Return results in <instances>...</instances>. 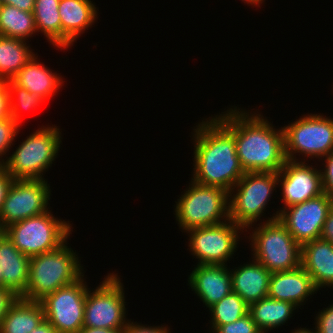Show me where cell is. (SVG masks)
<instances>
[{
	"label": "cell",
	"instance_id": "obj_32",
	"mask_svg": "<svg viewBox=\"0 0 333 333\" xmlns=\"http://www.w3.org/2000/svg\"><path fill=\"white\" fill-rule=\"evenodd\" d=\"M316 315L313 325L317 333H333V303L322 310L319 309Z\"/></svg>",
	"mask_w": 333,
	"mask_h": 333
},
{
	"label": "cell",
	"instance_id": "obj_41",
	"mask_svg": "<svg viewBox=\"0 0 333 333\" xmlns=\"http://www.w3.org/2000/svg\"><path fill=\"white\" fill-rule=\"evenodd\" d=\"M31 333H58L56 329L47 321L44 320L41 325L34 329Z\"/></svg>",
	"mask_w": 333,
	"mask_h": 333
},
{
	"label": "cell",
	"instance_id": "obj_33",
	"mask_svg": "<svg viewBox=\"0 0 333 333\" xmlns=\"http://www.w3.org/2000/svg\"><path fill=\"white\" fill-rule=\"evenodd\" d=\"M322 160L325 162L322 163L323 166L322 169H320L323 191L330 197H333V151L322 158L321 161Z\"/></svg>",
	"mask_w": 333,
	"mask_h": 333
},
{
	"label": "cell",
	"instance_id": "obj_30",
	"mask_svg": "<svg viewBox=\"0 0 333 333\" xmlns=\"http://www.w3.org/2000/svg\"><path fill=\"white\" fill-rule=\"evenodd\" d=\"M20 128L22 127L12 117L0 121V166L4 164L6 155L10 153L9 150L14 146Z\"/></svg>",
	"mask_w": 333,
	"mask_h": 333
},
{
	"label": "cell",
	"instance_id": "obj_21",
	"mask_svg": "<svg viewBox=\"0 0 333 333\" xmlns=\"http://www.w3.org/2000/svg\"><path fill=\"white\" fill-rule=\"evenodd\" d=\"M301 266L311 276L318 290L333 289V244L315 239L301 245Z\"/></svg>",
	"mask_w": 333,
	"mask_h": 333
},
{
	"label": "cell",
	"instance_id": "obj_14",
	"mask_svg": "<svg viewBox=\"0 0 333 333\" xmlns=\"http://www.w3.org/2000/svg\"><path fill=\"white\" fill-rule=\"evenodd\" d=\"M333 208V197L325 192L302 203L283 208L278 220L300 245L320 239L328 212Z\"/></svg>",
	"mask_w": 333,
	"mask_h": 333
},
{
	"label": "cell",
	"instance_id": "obj_42",
	"mask_svg": "<svg viewBox=\"0 0 333 333\" xmlns=\"http://www.w3.org/2000/svg\"><path fill=\"white\" fill-rule=\"evenodd\" d=\"M291 333H317V331H316V329L314 328H306V327H304V328H296V329H294V330H292L291 331Z\"/></svg>",
	"mask_w": 333,
	"mask_h": 333
},
{
	"label": "cell",
	"instance_id": "obj_10",
	"mask_svg": "<svg viewBox=\"0 0 333 333\" xmlns=\"http://www.w3.org/2000/svg\"><path fill=\"white\" fill-rule=\"evenodd\" d=\"M93 290L88 288L83 326L124 329L127 319L124 285L118 273H108Z\"/></svg>",
	"mask_w": 333,
	"mask_h": 333
},
{
	"label": "cell",
	"instance_id": "obj_31",
	"mask_svg": "<svg viewBox=\"0 0 333 333\" xmlns=\"http://www.w3.org/2000/svg\"><path fill=\"white\" fill-rule=\"evenodd\" d=\"M213 333H262V331L247 313L233 323L220 325Z\"/></svg>",
	"mask_w": 333,
	"mask_h": 333
},
{
	"label": "cell",
	"instance_id": "obj_16",
	"mask_svg": "<svg viewBox=\"0 0 333 333\" xmlns=\"http://www.w3.org/2000/svg\"><path fill=\"white\" fill-rule=\"evenodd\" d=\"M188 275L187 285L205 304L206 309L219 302L232 291L231 272L228 265H194Z\"/></svg>",
	"mask_w": 333,
	"mask_h": 333
},
{
	"label": "cell",
	"instance_id": "obj_9",
	"mask_svg": "<svg viewBox=\"0 0 333 333\" xmlns=\"http://www.w3.org/2000/svg\"><path fill=\"white\" fill-rule=\"evenodd\" d=\"M282 128L287 160L308 162L309 158V161L316 158L320 161L333 151V118L330 116L304 114Z\"/></svg>",
	"mask_w": 333,
	"mask_h": 333
},
{
	"label": "cell",
	"instance_id": "obj_34",
	"mask_svg": "<svg viewBox=\"0 0 333 333\" xmlns=\"http://www.w3.org/2000/svg\"><path fill=\"white\" fill-rule=\"evenodd\" d=\"M129 320L127 325L124 328V333H171L170 327L168 325H157V326H150L148 324L138 323L137 321L134 322ZM148 325V326H147Z\"/></svg>",
	"mask_w": 333,
	"mask_h": 333
},
{
	"label": "cell",
	"instance_id": "obj_7",
	"mask_svg": "<svg viewBox=\"0 0 333 333\" xmlns=\"http://www.w3.org/2000/svg\"><path fill=\"white\" fill-rule=\"evenodd\" d=\"M278 172H245L229 191V218L243 230L256 225L277 192Z\"/></svg>",
	"mask_w": 333,
	"mask_h": 333
},
{
	"label": "cell",
	"instance_id": "obj_45",
	"mask_svg": "<svg viewBox=\"0 0 333 333\" xmlns=\"http://www.w3.org/2000/svg\"><path fill=\"white\" fill-rule=\"evenodd\" d=\"M4 233V229L0 226V237Z\"/></svg>",
	"mask_w": 333,
	"mask_h": 333
},
{
	"label": "cell",
	"instance_id": "obj_5",
	"mask_svg": "<svg viewBox=\"0 0 333 333\" xmlns=\"http://www.w3.org/2000/svg\"><path fill=\"white\" fill-rule=\"evenodd\" d=\"M51 125L42 124L8 154L2 166L13 179H45L62 145V131Z\"/></svg>",
	"mask_w": 333,
	"mask_h": 333
},
{
	"label": "cell",
	"instance_id": "obj_29",
	"mask_svg": "<svg viewBox=\"0 0 333 333\" xmlns=\"http://www.w3.org/2000/svg\"><path fill=\"white\" fill-rule=\"evenodd\" d=\"M6 86L9 93L10 117L21 126L24 120L23 112L38 109L43 103H46L40 96L30 93L27 89L19 87L12 80H6Z\"/></svg>",
	"mask_w": 333,
	"mask_h": 333
},
{
	"label": "cell",
	"instance_id": "obj_3",
	"mask_svg": "<svg viewBox=\"0 0 333 333\" xmlns=\"http://www.w3.org/2000/svg\"><path fill=\"white\" fill-rule=\"evenodd\" d=\"M68 240L59 248L30 257L28 285L21 296L40 301L59 288L79 280L85 273L79 253L67 246Z\"/></svg>",
	"mask_w": 333,
	"mask_h": 333
},
{
	"label": "cell",
	"instance_id": "obj_23",
	"mask_svg": "<svg viewBox=\"0 0 333 333\" xmlns=\"http://www.w3.org/2000/svg\"><path fill=\"white\" fill-rule=\"evenodd\" d=\"M45 320L39 301L18 297L2 319L0 333H31Z\"/></svg>",
	"mask_w": 333,
	"mask_h": 333
},
{
	"label": "cell",
	"instance_id": "obj_4",
	"mask_svg": "<svg viewBox=\"0 0 333 333\" xmlns=\"http://www.w3.org/2000/svg\"><path fill=\"white\" fill-rule=\"evenodd\" d=\"M272 217L263 219L254 227L245 230L250 248L251 257L264 265L271 273L290 271L301 266V245L298 244L288 232L286 227L278 220L279 212L275 211ZM265 221V222H264Z\"/></svg>",
	"mask_w": 333,
	"mask_h": 333
},
{
	"label": "cell",
	"instance_id": "obj_20",
	"mask_svg": "<svg viewBox=\"0 0 333 333\" xmlns=\"http://www.w3.org/2000/svg\"><path fill=\"white\" fill-rule=\"evenodd\" d=\"M38 56L36 53L11 80L19 87L48 101L58 93L65 80L63 81L62 75L40 62Z\"/></svg>",
	"mask_w": 333,
	"mask_h": 333
},
{
	"label": "cell",
	"instance_id": "obj_44",
	"mask_svg": "<svg viewBox=\"0 0 333 333\" xmlns=\"http://www.w3.org/2000/svg\"><path fill=\"white\" fill-rule=\"evenodd\" d=\"M0 288H3L2 267L0 266Z\"/></svg>",
	"mask_w": 333,
	"mask_h": 333
},
{
	"label": "cell",
	"instance_id": "obj_1",
	"mask_svg": "<svg viewBox=\"0 0 333 333\" xmlns=\"http://www.w3.org/2000/svg\"><path fill=\"white\" fill-rule=\"evenodd\" d=\"M194 126L191 179L230 191L245 174L236 153L233 125L219 112Z\"/></svg>",
	"mask_w": 333,
	"mask_h": 333
},
{
	"label": "cell",
	"instance_id": "obj_43",
	"mask_svg": "<svg viewBox=\"0 0 333 333\" xmlns=\"http://www.w3.org/2000/svg\"><path fill=\"white\" fill-rule=\"evenodd\" d=\"M245 4H248L249 6L252 5V7H261L260 5L263 4L265 0H241Z\"/></svg>",
	"mask_w": 333,
	"mask_h": 333
},
{
	"label": "cell",
	"instance_id": "obj_37",
	"mask_svg": "<svg viewBox=\"0 0 333 333\" xmlns=\"http://www.w3.org/2000/svg\"><path fill=\"white\" fill-rule=\"evenodd\" d=\"M12 181L13 178L0 166V210Z\"/></svg>",
	"mask_w": 333,
	"mask_h": 333
},
{
	"label": "cell",
	"instance_id": "obj_27",
	"mask_svg": "<svg viewBox=\"0 0 333 333\" xmlns=\"http://www.w3.org/2000/svg\"><path fill=\"white\" fill-rule=\"evenodd\" d=\"M37 33L33 12H26L17 7L1 4L0 35L27 41Z\"/></svg>",
	"mask_w": 333,
	"mask_h": 333
},
{
	"label": "cell",
	"instance_id": "obj_17",
	"mask_svg": "<svg viewBox=\"0 0 333 333\" xmlns=\"http://www.w3.org/2000/svg\"><path fill=\"white\" fill-rule=\"evenodd\" d=\"M319 291L311 276L302 266L290 270L272 273L268 297L293 303L300 308L306 305L311 295ZM310 296V298H309Z\"/></svg>",
	"mask_w": 333,
	"mask_h": 333
},
{
	"label": "cell",
	"instance_id": "obj_15",
	"mask_svg": "<svg viewBox=\"0 0 333 333\" xmlns=\"http://www.w3.org/2000/svg\"><path fill=\"white\" fill-rule=\"evenodd\" d=\"M316 167V168H315ZM306 161L287 160L278 172V188L282 195L283 208L302 203L324 193L321 167Z\"/></svg>",
	"mask_w": 333,
	"mask_h": 333
},
{
	"label": "cell",
	"instance_id": "obj_24",
	"mask_svg": "<svg viewBox=\"0 0 333 333\" xmlns=\"http://www.w3.org/2000/svg\"><path fill=\"white\" fill-rule=\"evenodd\" d=\"M296 309L299 310L291 302L265 297L250 304L248 313L262 333H268L288 323L287 321L295 316Z\"/></svg>",
	"mask_w": 333,
	"mask_h": 333
},
{
	"label": "cell",
	"instance_id": "obj_8",
	"mask_svg": "<svg viewBox=\"0 0 333 333\" xmlns=\"http://www.w3.org/2000/svg\"><path fill=\"white\" fill-rule=\"evenodd\" d=\"M72 221L53 216L51 210L41 215L12 223L4 228L5 235L26 256L53 251L64 244L73 232Z\"/></svg>",
	"mask_w": 333,
	"mask_h": 333
},
{
	"label": "cell",
	"instance_id": "obj_35",
	"mask_svg": "<svg viewBox=\"0 0 333 333\" xmlns=\"http://www.w3.org/2000/svg\"><path fill=\"white\" fill-rule=\"evenodd\" d=\"M17 298L18 296L10 289L0 288V326L2 319Z\"/></svg>",
	"mask_w": 333,
	"mask_h": 333
},
{
	"label": "cell",
	"instance_id": "obj_11",
	"mask_svg": "<svg viewBox=\"0 0 333 333\" xmlns=\"http://www.w3.org/2000/svg\"><path fill=\"white\" fill-rule=\"evenodd\" d=\"M188 249L199 264L227 265L239 247V239L245 232L230 219L212 226L194 228L186 231ZM231 258V259H230Z\"/></svg>",
	"mask_w": 333,
	"mask_h": 333
},
{
	"label": "cell",
	"instance_id": "obj_22",
	"mask_svg": "<svg viewBox=\"0 0 333 333\" xmlns=\"http://www.w3.org/2000/svg\"><path fill=\"white\" fill-rule=\"evenodd\" d=\"M30 257L20 252L3 233L0 237V266L3 288L21 297L28 285Z\"/></svg>",
	"mask_w": 333,
	"mask_h": 333
},
{
	"label": "cell",
	"instance_id": "obj_26",
	"mask_svg": "<svg viewBox=\"0 0 333 333\" xmlns=\"http://www.w3.org/2000/svg\"><path fill=\"white\" fill-rule=\"evenodd\" d=\"M60 0H35L33 11L37 32L43 33L47 42L62 51V23L58 11Z\"/></svg>",
	"mask_w": 333,
	"mask_h": 333
},
{
	"label": "cell",
	"instance_id": "obj_19",
	"mask_svg": "<svg viewBox=\"0 0 333 333\" xmlns=\"http://www.w3.org/2000/svg\"><path fill=\"white\" fill-rule=\"evenodd\" d=\"M252 261L230 268L232 291L248 305L268 297L272 273L251 257Z\"/></svg>",
	"mask_w": 333,
	"mask_h": 333
},
{
	"label": "cell",
	"instance_id": "obj_28",
	"mask_svg": "<svg viewBox=\"0 0 333 333\" xmlns=\"http://www.w3.org/2000/svg\"><path fill=\"white\" fill-rule=\"evenodd\" d=\"M208 310L211 315L209 329L210 333H213L220 325L233 323L245 316L249 312V305L237 293L231 291Z\"/></svg>",
	"mask_w": 333,
	"mask_h": 333
},
{
	"label": "cell",
	"instance_id": "obj_25",
	"mask_svg": "<svg viewBox=\"0 0 333 333\" xmlns=\"http://www.w3.org/2000/svg\"><path fill=\"white\" fill-rule=\"evenodd\" d=\"M27 42L0 35V81L11 80L34 57Z\"/></svg>",
	"mask_w": 333,
	"mask_h": 333
},
{
	"label": "cell",
	"instance_id": "obj_40",
	"mask_svg": "<svg viewBox=\"0 0 333 333\" xmlns=\"http://www.w3.org/2000/svg\"><path fill=\"white\" fill-rule=\"evenodd\" d=\"M78 333H124V329H106L83 326Z\"/></svg>",
	"mask_w": 333,
	"mask_h": 333
},
{
	"label": "cell",
	"instance_id": "obj_13",
	"mask_svg": "<svg viewBox=\"0 0 333 333\" xmlns=\"http://www.w3.org/2000/svg\"><path fill=\"white\" fill-rule=\"evenodd\" d=\"M84 276L39 301L43 307L45 320L58 333H78L83 327L85 300L89 287Z\"/></svg>",
	"mask_w": 333,
	"mask_h": 333
},
{
	"label": "cell",
	"instance_id": "obj_39",
	"mask_svg": "<svg viewBox=\"0 0 333 333\" xmlns=\"http://www.w3.org/2000/svg\"><path fill=\"white\" fill-rule=\"evenodd\" d=\"M0 2L26 12H33L35 7V0H0Z\"/></svg>",
	"mask_w": 333,
	"mask_h": 333
},
{
	"label": "cell",
	"instance_id": "obj_2",
	"mask_svg": "<svg viewBox=\"0 0 333 333\" xmlns=\"http://www.w3.org/2000/svg\"><path fill=\"white\" fill-rule=\"evenodd\" d=\"M253 110L231 105L221 112L233 125L241 167L245 172H279L287 161L283 128L277 129L259 109Z\"/></svg>",
	"mask_w": 333,
	"mask_h": 333
},
{
	"label": "cell",
	"instance_id": "obj_6",
	"mask_svg": "<svg viewBox=\"0 0 333 333\" xmlns=\"http://www.w3.org/2000/svg\"><path fill=\"white\" fill-rule=\"evenodd\" d=\"M175 203L173 214L182 233L230 219L229 192L217 186L203 185L191 179Z\"/></svg>",
	"mask_w": 333,
	"mask_h": 333
},
{
	"label": "cell",
	"instance_id": "obj_38",
	"mask_svg": "<svg viewBox=\"0 0 333 333\" xmlns=\"http://www.w3.org/2000/svg\"><path fill=\"white\" fill-rule=\"evenodd\" d=\"M320 238L333 244V208L328 212Z\"/></svg>",
	"mask_w": 333,
	"mask_h": 333
},
{
	"label": "cell",
	"instance_id": "obj_18",
	"mask_svg": "<svg viewBox=\"0 0 333 333\" xmlns=\"http://www.w3.org/2000/svg\"><path fill=\"white\" fill-rule=\"evenodd\" d=\"M91 0H60L58 11L62 23V49L65 51L97 22L98 10ZM94 23V24H93ZM87 29V30H86Z\"/></svg>",
	"mask_w": 333,
	"mask_h": 333
},
{
	"label": "cell",
	"instance_id": "obj_36",
	"mask_svg": "<svg viewBox=\"0 0 333 333\" xmlns=\"http://www.w3.org/2000/svg\"><path fill=\"white\" fill-rule=\"evenodd\" d=\"M10 117L9 93L6 81H0V121Z\"/></svg>",
	"mask_w": 333,
	"mask_h": 333
},
{
	"label": "cell",
	"instance_id": "obj_12",
	"mask_svg": "<svg viewBox=\"0 0 333 333\" xmlns=\"http://www.w3.org/2000/svg\"><path fill=\"white\" fill-rule=\"evenodd\" d=\"M47 179H13L0 210V226L41 215L51 209Z\"/></svg>",
	"mask_w": 333,
	"mask_h": 333
}]
</instances>
